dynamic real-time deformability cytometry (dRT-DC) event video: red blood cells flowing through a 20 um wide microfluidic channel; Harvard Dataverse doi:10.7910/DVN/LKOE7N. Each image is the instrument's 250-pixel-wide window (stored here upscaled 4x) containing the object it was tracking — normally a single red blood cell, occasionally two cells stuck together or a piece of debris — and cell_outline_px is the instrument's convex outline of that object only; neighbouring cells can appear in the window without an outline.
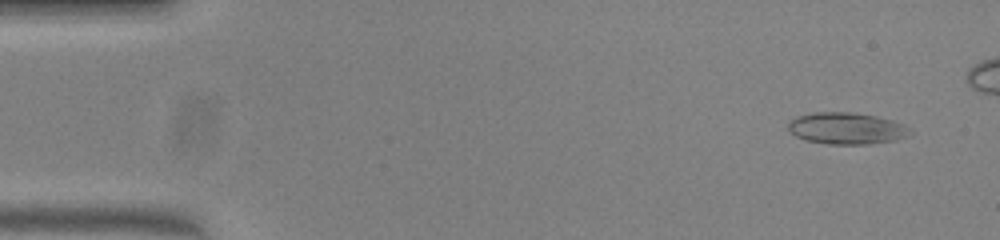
{"species": "common noctule bat (a hibernating species)", "species_latin": "Nyctalus noctula", "temperature_condition": "warm", "stored_images_in_passage": 46, "camera_frame_rate_fps": 3000, "um_per_image_px": 0.085, "animal": {"sex": "female", "body_mass_g": 23.0, "forearm_length_mm": 53.4}, "frame": {"image": 1, "passage_image": 4, "time_ms": 1.0, "image_size_px": [1000, 240], "cell_outline_px": [[912, 132], [908, 136], [896, 140], [868, 144], [828, 144], [804, 140], [796, 136], [788, 128], [788, 124], [796, 116], [816, 112], [848, 112], [876, 116], [892, 120], [904, 124]], "centroid_in_image_um": [71.97, 10.91], "position_along_channel_um": 13.0, "area_um2": 22.43}}
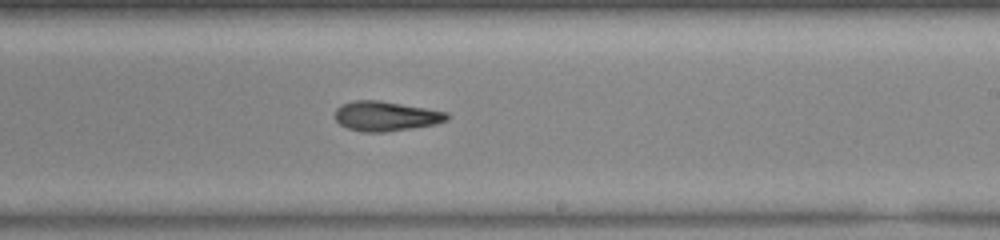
{"frame": {"image": 2, "passage_image": 31, "time_ms": 10.0, "image_size_px": [1000, 240], "cell_outline_px": [[448, 120], [432, 124], [384, 132], [364, 132], [348, 128], [340, 124], [336, 120], [336, 108], [340, 104], [356, 100], [380, 100], [448, 112]], "centroid_in_image_um": [32.76, 9.85], "position_along_channel_um": 256.2, "area_um2": 19.13}}
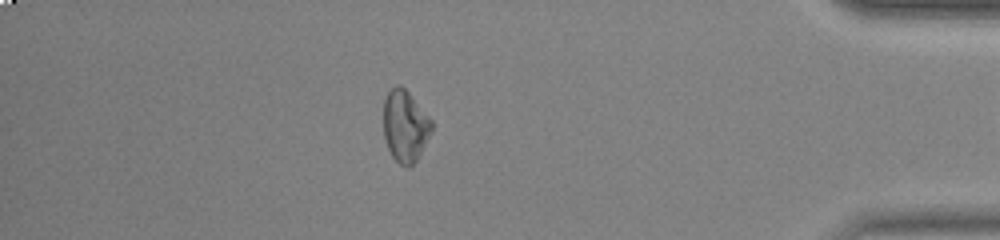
{"frame": {"image": 3, "passage_image": 45, "time_ms": 14.667, "image_size_px": [1000, 240], "cell_outline_px": [[432, 132], [416, 160], [408, 168], [400, 164], [392, 156], [388, 148], [384, 136], [384, 100], [388, 92], [396, 84], [400, 84], [408, 92], [432, 120]], "centroid_in_image_um": [34.43, 10.71], "position_along_channel_um": 400.8, "area_um2": 19.94}}